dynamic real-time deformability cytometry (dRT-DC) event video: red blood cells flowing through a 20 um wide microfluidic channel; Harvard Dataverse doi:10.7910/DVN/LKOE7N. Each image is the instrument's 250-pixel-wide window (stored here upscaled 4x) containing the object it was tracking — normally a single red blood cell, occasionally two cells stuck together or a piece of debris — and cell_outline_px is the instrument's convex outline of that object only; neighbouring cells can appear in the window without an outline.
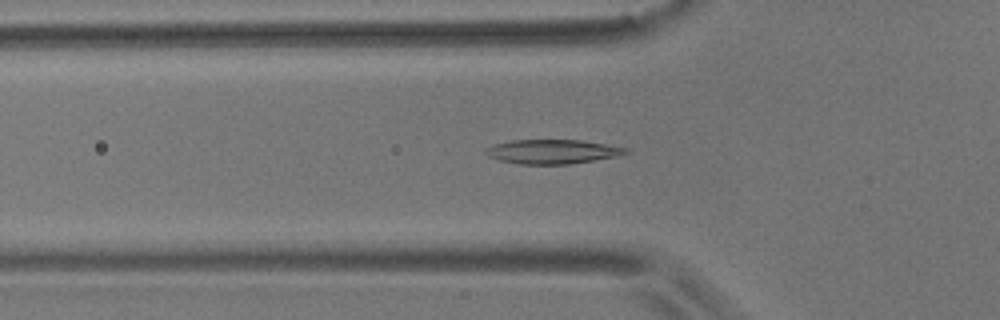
{"species": "common noctule bat (a hibernating species)", "species_latin": "Nyctalus noctula", "temperature_condition": "room temperature", "stored_images_in_passage": 21, "camera_frame_rate_fps": 3000, "um_per_image_px": 0.085, "animal": {"sex": "male", "body_mass_g": 17.9}, "frame": {"image": 1, "passage_image": 6, "time_ms": 1.667, "image_size_px": [1000, 320], "cell_outline_px": [[628, 152], [616, 156], [568, 164], [520, 164], [500, 160], [488, 156], [484, 152], [484, 148], [492, 144], [512, 140], [580, 140], [628, 148]], "centroid_in_image_um": [46.87, 12.88], "position_along_channel_um": 78.9, "area_um2": 19.59}}
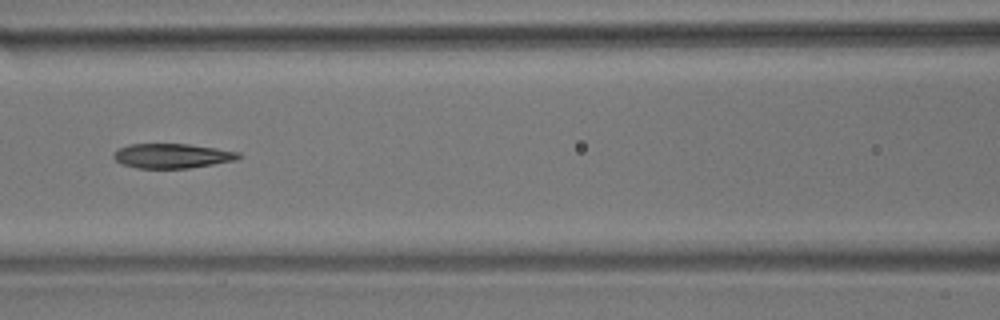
{"frame": {"image": 2, "passage_image": 12, "time_ms": 3.667, "image_size_px": [1000, 320], "cell_outline_px": [[244, 156], [236, 160], [188, 168], [136, 168], [120, 164], [112, 156], [120, 148], [128, 144], [188, 144], [216, 148], [240, 152]], "centroid_in_image_um": [14.65, 13.25], "position_along_channel_um": 152.0, "area_um2": 17.92}}
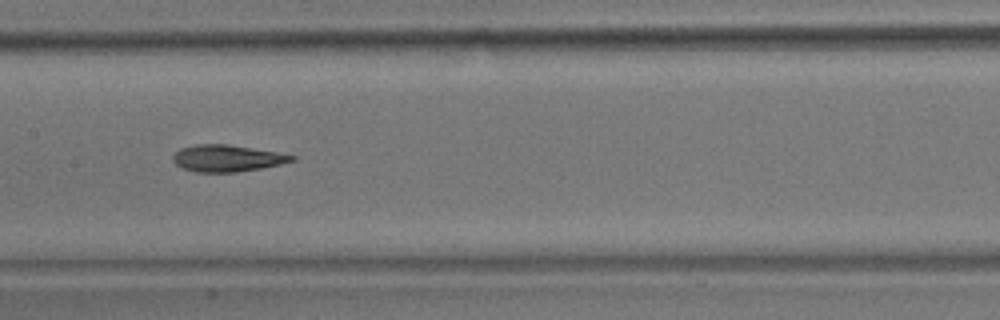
{"frame": {"image": 3, "passage_image": 15, "time_ms": 4.667, "image_size_px": [1000, 320], "cell_outline_px": [[296, 160], [280, 164], [260, 168], [236, 172], [196, 172], [184, 168], [176, 164], [172, 160], [172, 156], [180, 148], [196, 144], [228, 144], [276, 152], [296, 156]], "centroid_in_image_um": [19.28, 13.45], "position_along_channel_um": 188.1, "area_um2": 18.38}}